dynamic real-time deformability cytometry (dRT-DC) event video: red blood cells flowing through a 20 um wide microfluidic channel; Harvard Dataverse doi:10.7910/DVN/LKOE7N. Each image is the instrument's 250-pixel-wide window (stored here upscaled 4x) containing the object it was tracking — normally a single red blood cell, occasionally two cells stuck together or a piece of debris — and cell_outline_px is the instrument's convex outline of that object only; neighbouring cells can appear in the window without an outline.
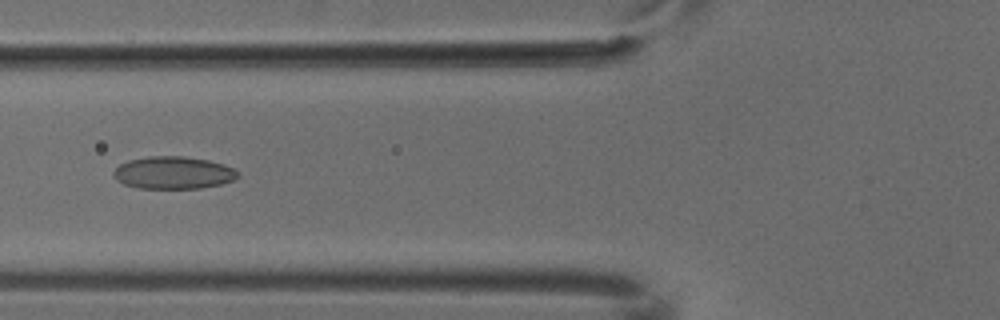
{"species": "common noctule bat (a hibernating species)", "species_latin": "Nyctalus noctula", "temperature_condition": "cold", "stored_images_in_passage": 6, "camera_frame_rate_fps": 3000, "um_per_image_px": 0.085, "animal": {"sex": "male", "body_mass_g": 18.8}, "frame": {"image": 1, "passage_image": 5, "time_ms": 1.333, "image_size_px": [1000, 320], "cell_outline_px": [[240, 176], [232, 180], [220, 184], [200, 188], [140, 188], [124, 184], [116, 180], [112, 172], [120, 164], [128, 160], [148, 156], [184, 156], [208, 160], [224, 164], [240, 172]], "centroid_in_image_um": [14.73, 14.67], "position_along_channel_um": 111.1, "area_um2": 23.52}}
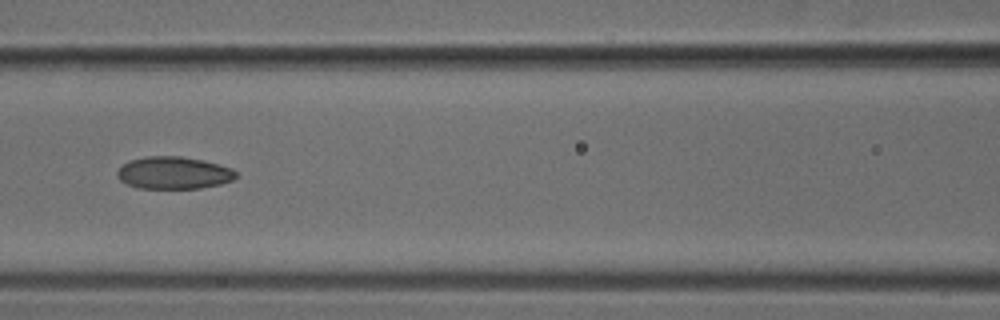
{"frame": {"image": 2, "passage_image": 6, "time_ms": 1.667, "image_size_px": [1000, 320], "cell_outline_px": [[236, 176], [232, 180], [220, 184], [200, 188], [136, 188], [120, 180], [116, 176], [116, 172], [128, 160], [148, 156], [180, 156], [204, 160], [232, 168], [236, 172]], "centroid_in_image_um": [14.75, 14.69], "position_along_channel_um": 151.9, "area_um2": 22.37}}